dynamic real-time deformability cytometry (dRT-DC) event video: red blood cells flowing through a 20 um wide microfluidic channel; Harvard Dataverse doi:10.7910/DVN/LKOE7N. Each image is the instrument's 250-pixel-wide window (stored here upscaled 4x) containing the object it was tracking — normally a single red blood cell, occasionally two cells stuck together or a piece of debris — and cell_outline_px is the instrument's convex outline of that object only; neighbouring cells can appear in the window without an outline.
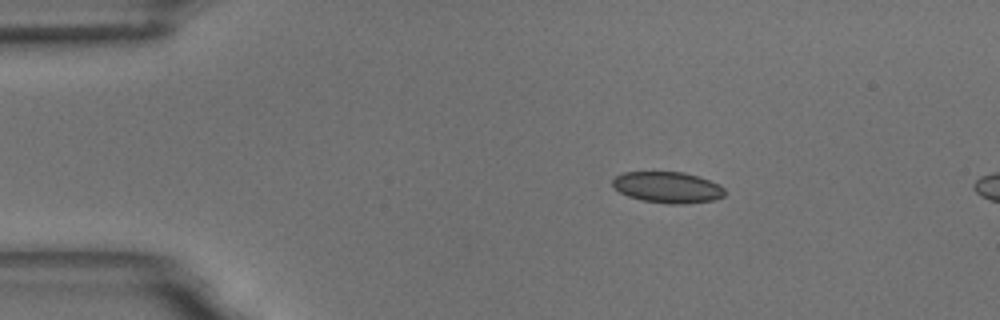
{"species": "common noctule bat (a hibernating species)", "species_latin": "Nyctalus noctula", "temperature_condition": "room temperature", "stored_images_in_passage": 15, "camera_frame_rate_fps": 3000, "um_per_image_px": 0.085, "animal": {"sex": "male", "body_mass_g": 18.8}, "frame": {"image": 1, "passage_image": 9, "time_ms": 2.667, "image_size_px": [1000, 320], "cell_outline_px": [[724, 196], [716, 200], [684, 204], [668, 204], [640, 200], [628, 196], [620, 192], [612, 184], [612, 180], [616, 176], [624, 172], [684, 172], [720, 184], [724, 188]], "centroid_in_image_um": [56.76, 15.93], "position_along_channel_um": 28.2, "area_um2": 20.4}}